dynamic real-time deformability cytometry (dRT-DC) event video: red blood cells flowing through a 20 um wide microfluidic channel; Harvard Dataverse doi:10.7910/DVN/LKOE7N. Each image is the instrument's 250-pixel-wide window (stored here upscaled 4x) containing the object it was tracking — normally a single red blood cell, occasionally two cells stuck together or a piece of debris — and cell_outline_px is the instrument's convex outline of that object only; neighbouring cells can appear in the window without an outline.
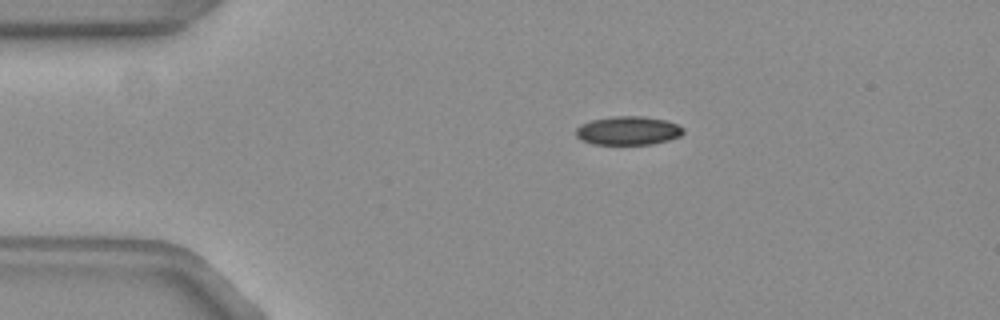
{"species": "common noctule bat (a hibernating species)", "species_latin": "Nyctalus noctula", "temperature_condition": "warm", "stored_images_in_passage": 45, "camera_frame_rate_fps": 3000, "um_per_image_px": 0.085, "animal": {"sex": "female", "body_mass_g": 19.3, "forearm_length_mm": 54.1}, "frame": {"image": 1, "passage_image": 1, "time_ms": 0.0, "image_size_px": [1000, 320], "cell_outline_px": [[684, 132], [680, 136], [668, 140], [652, 144], [596, 144], [584, 140], [576, 136], [576, 128], [580, 124], [592, 120], [612, 116], [644, 116], [664, 120], [676, 124], [684, 128]], "centroid_in_image_um": [53.4, 11.09], "position_along_channel_um": 31.6, "area_um2": 17.8}}
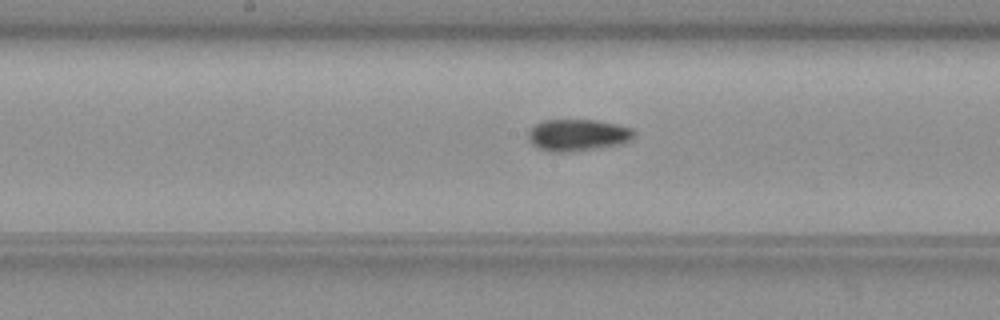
{"frame": {"image": 2, "passage_image": 18, "time_ms": 5.667, "image_size_px": [1000, 320], "cell_outline_px": [[632, 136], [624, 144], [572, 152], [548, 152], [532, 144], [528, 140], [528, 132], [536, 124], [544, 120], [596, 120], [616, 124], [632, 128]], "centroid_in_image_um": [49.07, 11.49], "position_along_channel_um": 199.1, "area_um2": 19.54}}
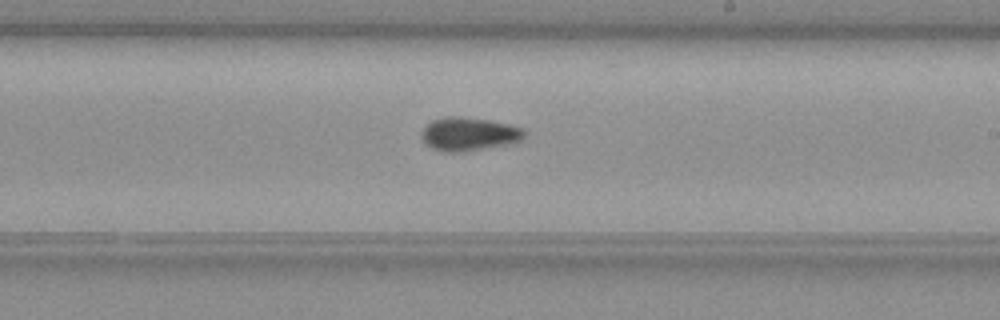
{"frame": {"image": 3, "passage_image": 22, "time_ms": 7.0, "image_size_px": [1000, 320], "cell_outline_px": [[524, 136], [520, 140], [504, 144], [464, 152], [444, 152], [432, 148], [420, 136], [420, 132], [432, 120], [444, 116], [460, 116], [488, 120], [508, 124], [520, 128], [524, 132]], "centroid_in_image_um": [39.79, 11.38], "position_along_channel_um": 249.2, "area_um2": 19.71}}